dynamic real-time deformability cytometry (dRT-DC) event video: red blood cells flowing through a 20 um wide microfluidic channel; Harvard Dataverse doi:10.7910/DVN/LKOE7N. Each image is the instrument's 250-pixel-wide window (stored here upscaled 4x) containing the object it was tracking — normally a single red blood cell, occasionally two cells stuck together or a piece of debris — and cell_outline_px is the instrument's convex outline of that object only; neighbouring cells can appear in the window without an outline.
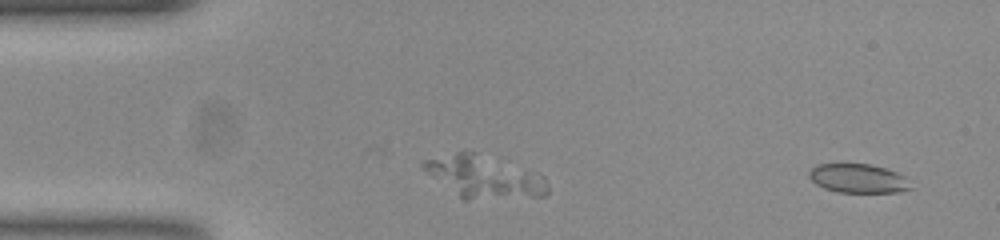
{"species": "common noctule bat (a hibernating species)", "species_latin": "Nyctalus noctula", "temperature_condition": "room temperature", "stored_images_in_passage": 46, "camera_frame_rate_fps": 3000, "um_per_image_px": 0.085, "animal": {"sex": "female", "body_mass_g": 23.0, "forearm_length_mm": 53.4}, "frame": {"image": 1, "passage_image": 3, "time_ms": 0.667, "image_size_px": [1000, 240], "cell_outline_px": [[912, 188], [900, 192], [836, 192], [824, 188], [816, 184], [808, 176], [808, 172], [816, 164], [868, 164], [884, 168], [896, 172], [904, 176]], "centroid_in_image_um": [72.91, 15.17], "position_along_channel_um": 12.1, "area_um2": 17.05}}
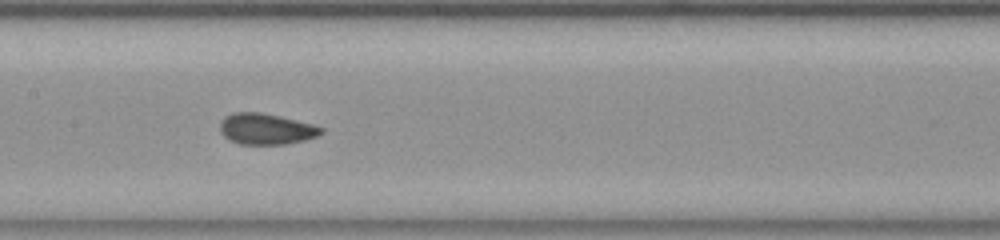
{"frame": {"image": 2, "passage_image": 26, "time_ms": 8.333, "image_size_px": [1000, 240], "cell_outline_px": [[324, 132], [316, 136], [304, 140], [284, 144], [240, 144], [228, 140], [220, 132], [220, 120], [224, 116], [232, 112], [260, 112], [280, 116], [312, 124], [324, 128]], "centroid_in_image_um": [22.58, 10.95], "position_along_channel_um": 184.8, "area_um2": 18.38}}
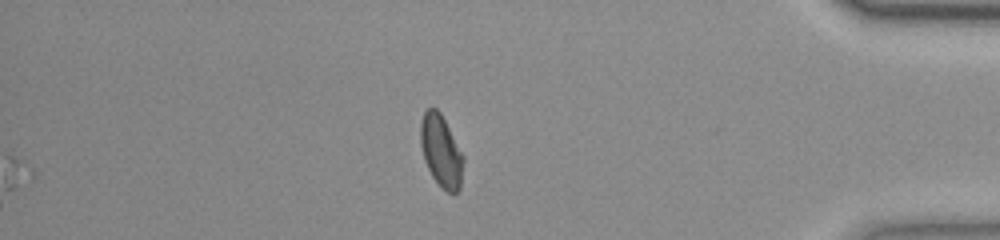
{"frame": {"image": 3, "passage_image": 46, "time_ms": 15.0, "image_size_px": [1000, 240], "cell_outline_px": [[464, 160], [460, 188], [452, 196], [432, 176], [424, 160], [420, 144], [420, 124], [424, 112], [428, 108], [436, 108], [440, 112], [464, 156]], "centroid_in_image_um": [37.49, 12.84], "position_along_channel_um": 397.7, "area_um2": 17.86}, "authors_computed_cell_mechanics": {"area_um2": 18.2648, "velocity_mm_per_s": 3.7697, "shape_relaxation_time_tau1_ms": null, "shape_relaxation_time_tau2_ms": 0.9101, "deformation_change_tau1": null, "deformation_change_tau2": 0.0545}}